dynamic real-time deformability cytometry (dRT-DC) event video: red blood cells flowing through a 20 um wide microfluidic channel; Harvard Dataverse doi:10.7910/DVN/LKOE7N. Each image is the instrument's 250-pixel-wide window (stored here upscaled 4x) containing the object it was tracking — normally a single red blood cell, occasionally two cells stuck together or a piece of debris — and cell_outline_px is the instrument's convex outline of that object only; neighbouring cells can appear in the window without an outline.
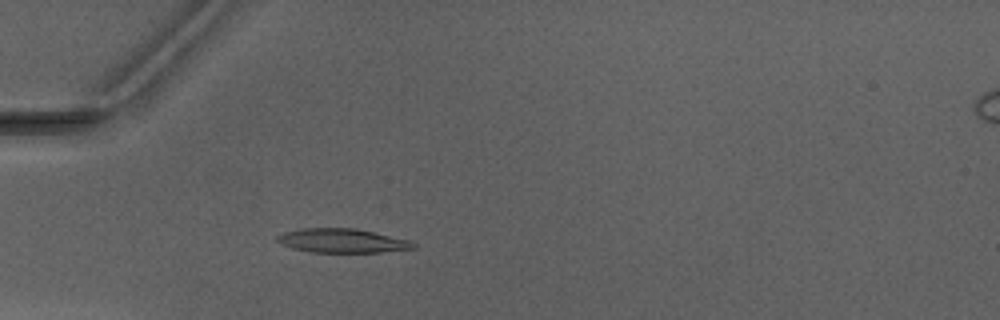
{"species": "Egyptian fruit bat (a non-hibernating species)", "species_latin": "Rousettus aegyptiacus", "temperature_condition": "warm", "stored_images_in_passage": 5, "camera_frame_rate_fps": 3000, "um_per_image_px": 0.085, "animal": {"sex": "male"}, "frame": {"image": 1, "passage_image": 5, "time_ms": 5.0, "image_size_px": [1000, 320], "cell_outline_px": [[416, 248], [380, 252], [312, 252], [292, 248], [280, 244], [276, 240], [276, 236], [284, 232], [300, 228], [356, 228], [412, 240], [416, 244]], "centroid_in_image_um": [29.09, 20.45], "position_along_channel_um": 55.9, "area_um2": 19.25}}